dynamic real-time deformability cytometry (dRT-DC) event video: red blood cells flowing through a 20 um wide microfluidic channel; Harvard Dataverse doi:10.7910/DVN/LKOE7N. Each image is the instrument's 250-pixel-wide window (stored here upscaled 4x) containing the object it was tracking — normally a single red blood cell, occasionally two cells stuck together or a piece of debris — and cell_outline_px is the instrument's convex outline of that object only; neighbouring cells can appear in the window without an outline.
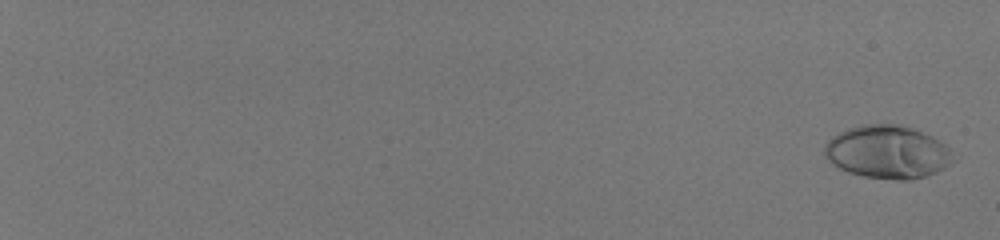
{"species": "human", "species_latin": "Homo sapiens", "temperature_condition": "room temperature", "stored_images_in_passage": 57, "camera_frame_rate_fps": 3000, "um_per_image_px": 0.085, "donor": {"sex": "male"}, "frame": {"image": 1, "passage_image": 2, "time_ms": 0.333, "image_size_px": [1000, 240], "cell_outline_px": [[956, 160], [944, 168], [936, 172], [924, 176], [908, 180], [896, 180], [864, 176], [848, 172], [832, 164], [824, 156], [824, 144], [832, 136], [848, 128], [860, 124], [896, 124], [912, 128], [932, 136], [944, 144], [948, 148]], "centroid_in_image_um": [75.42, 12.92], "position_along_channel_um": 9.6, "area_um2": 39.82}}
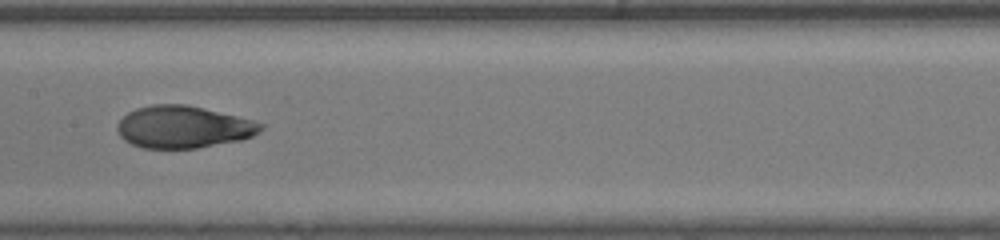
{"frame": {"image": 2, "passage_image": 36, "time_ms": 11.667, "image_size_px": [1000, 240], "cell_outline_px": [[264, 128], [260, 132], [252, 136], [240, 140], [196, 148], [144, 148], [132, 144], [124, 140], [120, 136], [116, 128], [116, 124], [128, 112], [136, 108], [152, 104], [188, 104], [252, 120], [264, 124]], "centroid_in_image_um": [15.57, 10.79], "position_along_channel_um": 191.8, "area_um2": 35.26}}
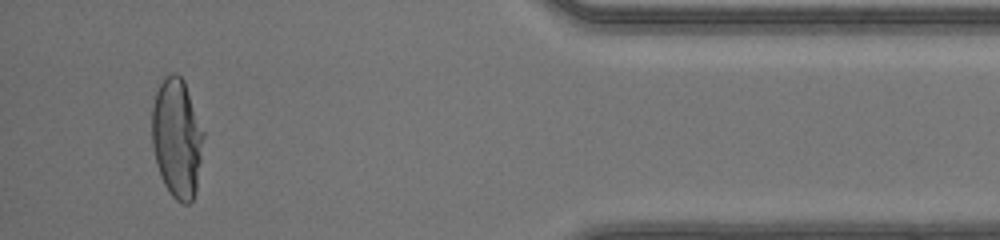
{"frame": {"image": 3, "passage_image": 55, "time_ms": 18.0, "image_size_px": [1000, 240], "cell_outline_px": [[204, 136], [196, 192], [192, 200], [188, 204], [184, 204], [176, 200], [168, 192], [160, 176], [156, 164], [152, 144], [152, 104], [156, 92], [164, 76], [168, 72], [176, 72], [184, 80], [204, 132]], "centroid_in_image_um": [15.03, 11.73], "position_along_channel_um": 420.2, "area_um2": 36.18}, "authors_computed_cell_mechanics": {"area_um2": 35.9516, "velocity_mm_per_s": 4.1584, "shape_relaxation_time_tau1_ms": 4.4651, "shape_relaxation_time_tau2_ms": 0.7472, "deformation_change_tau1": 0.2394, "deformation_change_tau2": 0.0507}}